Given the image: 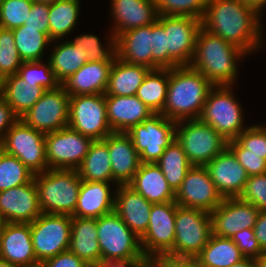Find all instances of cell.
Masks as SVG:
<instances>
[{
    "label": "cell",
    "mask_w": 266,
    "mask_h": 267,
    "mask_svg": "<svg viewBox=\"0 0 266 267\" xmlns=\"http://www.w3.org/2000/svg\"><path fill=\"white\" fill-rule=\"evenodd\" d=\"M262 16L256 8L240 0H207L202 28L252 54L266 46Z\"/></svg>",
    "instance_id": "obj_1"
},
{
    "label": "cell",
    "mask_w": 266,
    "mask_h": 267,
    "mask_svg": "<svg viewBox=\"0 0 266 267\" xmlns=\"http://www.w3.org/2000/svg\"><path fill=\"white\" fill-rule=\"evenodd\" d=\"M248 55L239 47L201 28L190 67L199 71L214 86H235L238 63Z\"/></svg>",
    "instance_id": "obj_2"
},
{
    "label": "cell",
    "mask_w": 266,
    "mask_h": 267,
    "mask_svg": "<svg viewBox=\"0 0 266 267\" xmlns=\"http://www.w3.org/2000/svg\"><path fill=\"white\" fill-rule=\"evenodd\" d=\"M214 85L190 66L169 69L166 101L161 114L173 121L198 119Z\"/></svg>",
    "instance_id": "obj_3"
},
{
    "label": "cell",
    "mask_w": 266,
    "mask_h": 267,
    "mask_svg": "<svg viewBox=\"0 0 266 267\" xmlns=\"http://www.w3.org/2000/svg\"><path fill=\"white\" fill-rule=\"evenodd\" d=\"M42 213L72 215L82 179L75 169H47L34 175Z\"/></svg>",
    "instance_id": "obj_4"
},
{
    "label": "cell",
    "mask_w": 266,
    "mask_h": 267,
    "mask_svg": "<svg viewBox=\"0 0 266 267\" xmlns=\"http://www.w3.org/2000/svg\"><path fill=\"white\" fill-rule=\"evenodd\" d=\"M232 85L214 86L203 105L199 119L214 128L227 141L234 140L249 126Z\"/></svg>",
    "instance_id": "obj_5"
},
{
    "label": "cell",
    "mask_w": 266,
    "mask_h": 267,
    "mask_svg": "<svg viewBox=\"0 0 266 267\" xmlns=\"http://www.w3.org/2000/svg\"><path fill=\"white\" fill-rule=\"evenodd\" d=\"M176 139L193 166H206L227 147V140L199 118L178 121Z\"/></svg>",
    "instance_id": "obj_6"
},
{
    "label": "cell",
    "mask_w": 266,
    "mask_h": 267,
    "mask_svg": "<svg viewBox=\"0 0 266 267\" xmlns=\"http://www.w3.org/2000/svg\"><path fill=\"white\" fill-rule=\"evenodd\" d=\"M97 235L101 250V261L146 259L140 237L112 211L97 218Z\"/></svg>",
    "instance_id": "obj_7"
},
{
    "label": "cell",
    "mask_w": 266,
    "mask_h": 267,
    "mask_svg": "<svg viewBox=\"0 0 266 267\" xmlns=\"http://www.w3.org/2000/svg\"><path fill=\"white\" fill-rule=\"evenodd\" d=\"M212 234L210 212L177 204L173 256L195 258Z\"/></svg>",
    "instance_id": "obj_8"
},
{
    "label": "cell",
    "mask_w": 266,
    "mask_h": 267,
    "mask_svg": "<svg viewBox=\"0 0 266 267\" xmlns=\"http://www.w3.org/2000/svg\"><path fill=\"white\" fill-rule=\"evenodd\" d=\"M71 221V215L42 213L30 223L33 250L39 264L69 249Z\"/></svg>",
    "instance_id": "obj_9"
},
{
    "label": "cell",
    "mask_w": 266,
    "mask_h": 267,
    "mask_svg": "<svg viewBox=\"0 0 266 267\" xmlns=\"http://www.w3.org/2000/svg\"><path fill=\"white\" fill-rule=\"evenodd\" d=\"M176 123L161 113H154L127 132L141 163H155L161 157L176 138Z\"/></svg>",
    "instance_id": "obj_10"
},
{
    "label": "cell",
    "mask_w": 266,
    "mask_h": 267,
    "mask_svg": "<svg viewBox=\"0 0 266 267\" xmlns=\"http://www.w3.org/2000/svg\"><path fill=\"white\" fill-rule=\"evenodd\" d=\"M163 26L168 50V69L189 66L195 51L202 20L190 16L158 15Z\"/></svg>",
    "instance_id": "obj_11"
},
{
    "label": "cell",
    "mask_w": 266,
    "mask_h": 267,
    "mask_svg": "<svg viewBox=\"0 0 266 267\" xmlns=\"http://www.w3.org/2000/svg\"><path fill=\"white\" fill-rule=\"evenodd\" d=\"M1 148L6 154L17 157L34 174L48 169L45 134L26 125L21 119L7 131Z\"/></svg>",
    "instance_id": "obj_12"
},
{
    "label": "cell",
    "mask_w": 266,
    "mask_h": 267,
    "mask_svg": "<svg viewBox=\"0 0 266 267\" xmlns=\"http://www.w3.org/2000/svg\"><path fill=\"white\" fill-rule=\"evenodd\" d=\"M68 127L91 139L103 140L111 134L105 94L70 96Z\"/></svg>",
    "instance_id": "obj_13"
},
{
    "label": "cell",
    "mask_w": 266,
    "mask_h": 267,
    "mask_svg": "<svg viewBox=\"0 0 266 267\" xmlns=\"http://www.w3.org/2000/svg\"><path fill=\"white\" fill-rule=\"evenodd\" d=\"M93 139L65 127L45 134L48 169H75L82 164Z\"/></svg>",
    "instance_id": "obj_14"
},
{
    "label": "cell",
    "mask_w": 266,
    "mask_h": 267,
    "mask_svg": "<svg viewBox=\"0 0 266 267\" xmlns=\"http://www.w3.org/2000/svg\"><path fill=\"white\" fill-rule=\"evenodd\" d=\"M176 209L175 201L152 204L148 228L140 237L146 258L159 254L173 256Z\"/></svg>",
    "instance_id": "obj_15"
},
{
    "label": "cell",
    "mask_w": 266,
    "mask_h": 267,
    "mask_svg": "<svg viewBox=\"0 0 266 267\" xmlns=\"http://www.w3.org/2000/svg\"><path fill=\"white\" fill-rule=\"evenodd\" d=\"M69 108L70 96L60 85L46 90L34 106L19 119L46 134L68 126Z\"/></svg>",
    "instance_id": "obj_16"
},
{
    "label": "cell",
    "mask_w": 266,
    "mask_h": 267,
    "mask_svg": "<svg viewBox=\"0 0 266 267\" xmlns=\"http://www.w3.org/2000/svg\"><path fill=\"white\" fill-rule=\"evenodd\" d=\"M223 200L205 166H192L175 192V202L179 206L207 212L215 210Z\"/></svg>",
    "instance_id": "obj_17"
},
{
    "label": "cell",
    "mask_w": 266,
    "mask_h": 267,
    "mask_svg": "<svg viewBox=\"0 0 266 267\" xmlns=\"http://www.w3.org/2000/svg\"><path fill=\"white\" fill-rule=\"evenodd\" d=\"M258 208L249 202L236 198H224L223 202L210 212L212 233L215 236L231 238L237 232L254 228Z\"/></svg>",
    "instance_id": "obj_18"
},
{
    "label": "cell",
    "mask_w": 266,
    "mask_h": 267,
    "mask_svg": "<svg viewBox=\"0 0 266 267\" xmlns=\"http://www.w3.org/2000/svg\"><path fill=\"white\" fill-rule=\"evenodd\" d=\"M42 214L34 179L0 191V216L4 223H31Z\"/></svg>",
    "instance_id": "obj_19"
},
{
    "label": "cell",
    "mask_w": 266,
    "mask_h": 267,
    "mask_svg": "<svg viewBox=\"0 0 266 267\" xmlns=\"http://www.w3.org/2000/svg\"><path fill=\"white\" fill-rule=\"evenodd\" d=\"M0 259L16 267L40 265L33 250L29 223H3L0 229Z\"/></svg>",
    "instance_id": "obj_20"
},
{
    "label": "cell",
    "mask_w": 266,
    "mask_h": 267,
    "mask_svg": "<svg viewBox=\"0 0 266 267\" xmlns=\"http://www.w3.org/2000/svg\"><path fill=\"white\" fill-rule=\"evenodd\" d=\"M205 167L223 198H236L241 195L249 176L228 147Z\"/></svg>",
    "instance_id": "obj_21"
},
{
    "label": "cell",
    "mask_w": 266,
    "mask_h": 267,
    "mask_svg": "<svg viewBox=\"0 0 266 267\" xmlns=\"http://www.w3.org/2000/svg\"><path fill=\"white\" fill-rule=\"evenodd\" d=\"M108 146L113 185H129L141 162L127 133L112 132L102 140Z\"/></svg>",
    "instance_id": "obj_22"
},
{
    "label": "cell",
    "mask_w": 266,
    "mask_h": 267,
    "mask_svg": "<svg viewBox=\"0 0 266 267\" xmlns=\"http://www.w3.org/2000/svg\"><path fill=\"white\" fill-rule=\"evenodd\" d=\"M110 5L115 38L127 30L151 25L158 18L155 0H111Z\"/></svg>",
    "instance_id": "obj_23"
},
{
    "label": "cell",
    "mask_w": 266,
    "mask_h": 267,
    "mask_svg": "<svg viewBox=\"0 0 266 267\" xmlns=\"http://www.w3.org/2000/svg\"><path fill=\"white\" fill-rule=\"evenodd\" d=\"M114 211L138 237L148 228L152 203L129 185L115 187Z\"/></svg>",
    "instance_id": "obj_24"
},
{
    "label": "cell",
    "mask_w": 266,
    "mask_h": 267,
    "mask_svg": "<svg viewBox=\"0 0 266 267\" xmlns=\"http://www.w3.org/2000/svg\"><path fill=\"white\" fill-rule=\"evenodd\" d=\"M107 120L113 132L127 133L154 114L136 95H105Z\"/></svg>",
    "instance_id": "obj_25"
},
{
    "label": "cell",
    "mask_w": 266,
    "mask_h": 267,
    "mask_svg": "<svg viewBox=\"0 0 266 267\" xmlns=\"http://www.w3.org/2000/svg\"><path fill=\"white\" fill-rule=\"evenodd\" d=\"M110 183L82 180L77 205L71 216L97 219L114 211L115 193Z\"/></svg>",
    "instance_id": "obj_26"
},
{
    "label": "cell",
    "mask_w": 266,
    "mask_h": 267,
    "mask_svg": "<svg viewBox=\"0 0 266 267\" xmlns=\"http://www.w3.org/2000/svg\"><path fill=\"white\" fill-rule=\"evenodd\" d=\"M113 62H87L60 85L69 96L105 94Z\"/></svg>",
    "instance_id": "obj_27"
},
{
    "label": "cell",
    "mask_w": 266,
    "mask_h": 267,
    "mask_svg": "<svg viewBox=\"0 0 266 267\" xmlns=\"http://www.w3.org/2000/svg\"><path fill=\"white\" fill-rule=\"evenodd\" d=\"M117 57L152 70V24L133 28L116 38Z\"/></svg>",
    "instance_id": "obj_28"
},
{
    "label": "cell",
    "mask_w": 266,
    "mask_h": 267,
    "mask_svg": "<svg viewBox=\"0 0 266 267\" xmlns=\"http://www.w3.org/2000/svg\"><path fill=\"white\" fill-rule=\"evenodd\" d=\"M68 250L91 267L101 262L97 219L72 216Z\"/></svg>",
    "instance_id": "obj_29"
},
{
    "label": "cell",
    "mask_w": 266,
    "mask_h": 267,
    "mask_svg": "<svg viewBox=\"0 0 266 267\" xmlns=\"http://www.w3.org/2000/svg\"><path fill=\"white\" fill-rule=\"evenodd\" d=\"M129 186L152 204L175 201V192L156 163H141Z\"/></svg>",
    "instance_id": "obj_30"
},
{
    "label": "cell",
    "mask_w": 266,
    "mask_h": 267,
    "mask_svg": "<svg viewBox=\"0 0 266 267\" xmlns=\"http://www.w3.org/2000/svg\"><path fill=\"white\" fill-rule=\"evenodd\" d=\"M150 70L147 66L126 63L116 56L111 67L105 95H136Z\"/></svg>",
    "instance_id": "obj_31"
},
{
    "label": "cell",
    "mask_w": 266,
    "mask_h": 267,
    "mask_svg": "<svg viewBox=\"0 0 266 267\" xmlns=\"http://www.w3.org/2000/svg\"><path fill=\"white\" fill-rule=\"evenodd\" d=\"M244 258L245 256L231 238L212 234L195 260L198 267H230Z\"/></svg>",
    "instance_id": "obj_32"
},
{
    "label": "cell",
    "mask_w": 266,
    "mask_h": 267,
    "mask_svg": "<svg viewBox=\"0 0 266 267\" xmlns=\"http://www.w3.org/2000/svg\"><path fill=\"white\" fill-rule=\"evenodd\" d=\"M52 41L55 46L52 47L48 62L56 79L61 84L65 79L77 72L85 63L87 55L84 50L77 49L70 41L61 40ZM55 42V43H54Z\"/></svg>",
    "instance_id": "obj_33"
},
{
    "label": "cell",
    "mask_w": 266,
    "mask_h": 267,
    "mask_svg": "<svg viewBox=\"0 0 266 267\" xmlns=\"http://www.w3.org/2000/svg\"><path fill=\"white\" fill-rule=\"evenodd\" d=\"M46 89L41 86L31 87L17 74L4 79L2 97L13 112L20 118L43 96Z\"/></svg>",
    "instance_id": "obj_34"
},
{
    "label": "cell",
    "mask_w": 266,
    "mask_h": 267,
    "mask_svg": "<svg viewBox=\"0 0 266 267\" xmlns=\"http://www.w3.org/2000/svg\"><path fill=\"white\" fill-rule=\"evenodd\" d=\"M77 171L85 181L113 182L108 146L102 140L93 141Z\"/></svg>",
    "instance_id": "obj_35"
},
{
    "label": "cell",
    "mask_w": 266,
    "mask_h": 267,
    "mask_svg": "<svg viewBox=\"0 0 266 267\" xmlns=\"http://www.w3.org/2000/svg\"><path fill=\"white\" fill-rule=\"evenodd\" d=\"M80 0H59L49 5V37L63 40L70 35L79 21Z\"/></svg>",
    "instance_id": "obj_36"
},
{
    "label": "cell",
    "mask_w": 266,
    "mask_h": 267,
    "mask_svg": "<svg viewBox=\"0 0 266 267\" xmlns=\"http://www.w3.org/2000/svg\"><path fill=\"white\" fill-rule=\"evenodd\" d=\"M174 192L178 190L187 172L192 168L181 144L175 138L155 162Z\"/></svg>",
    "instance_id": "obj_37"
},
{
    "label": "cell",
    "mask_w": 266,
    "mask_h": 267,
    "mask_svg": "<svg viewBox=\"0 0 266 267\" xmlns=\"http://www.w3.org/2000/svg\"><path fill=\"white\" fill-rule=\"evenodd\" d=\"M169 69L150 70L136 96L153 112L161 113L167 96Z\"/></svg>",
    "instance_id": "obj_38"
},
{
    "label": "cell",
    "mask_w": 266,
    "mask_h": 267,
    "mask_svg": "<svg viewBox=\"0 0 266 267\" xmlns=\"http://www.w3.org/2000/svg\"><path fill=\"white\" fill-rule=\"evenodd\" d=\"M15 45L23 62L43 61V53L52 44L50 37L38 29L24 28V25L12 30Z\"/></svg>",
    "instance_id": "obj_39"
},
{
    "label": "cell",
    "mask_w": 266,
    "mask_h": 267,
    "mask_svg": "<svg viewBox=\"0 0 266 267\" xmlns=\"http://www.w3.org/2000/svg\"><path fill=\"white\" fill-rule=\"evenodd\" d=\"M108 42L106 47L104 44L100 43V39L93 34H83L75 37L74 40L70 39L69 41L77 49L84 50L87 55V61L89 62H114L117 52H116V38L110 32Z\"/></svg>",
    "instance_id": "obj_40"
},
{
    "label": "cell",
    "mask_w": 266,
    "mask_h": 267,
    "mask_svg": "<svg viewBox=\"0 0 266 267\" xmlns=\"http://www.w3.org/2000/svg\"><path fill=\"white\" fill-rule=\"evenodd\" d=\"M34 175L17 157L0 151V191L27 184Z\"/></svg>",
    "instance_id": "obj_41"
},
{
    "label": "cell",
    "mask_w": 266,
    "mask_h": 267,
    "mask_svg": "<svg viewBox=\"0 0 266 267\" xmlns=\"http://www.w3.org/2000/svg\"><path fill=\"white\" fill-rule=\"evenodd\" d=\"M17 75L31 87L41 86L48 90L60 86L48 61L44 64L42 61L23 62Z\"/></svg>",
    "instance_id": "obj_42"
},
{
    "label": "cell",
    "mask_w": 266,
    "mask_h": 267,
    "mask_svg": "<svg viewBox=\"0 0 266 267\" xmlns=\"http://www.w3.org/2000/svg\"><path fill=\"white\" fill-rule=\"evenodd\" d=\"M158 15L190 16L203 19L207 0H155Z\"/></svg>",
    "instance_id": "obj_43"
},
{
    "label": "cell",
    "mask_w": 266,
    "mask_h": 267,
    "mask_svg": "<svg viewBox=\"0 0 266 267\" xmlns=\"http://www.w3.org/2000/svg\"><path fill=\"white\" fill-rule=\"evenodd\" d=\"M22 63L12 30L0 27V74L4 78L17 74Z\"/></svg>",
    "instance_id": "obj_44"
},
{
    "label": "cell",
    "mask_w": 266,
    "mask_h": 267,
    "mask_svg": "<svg viewBox=\"0 0 266 267\" xmlns=\"http://www.w3.org/2000/svg\"><path fill=\"white\" fill-rule=\"evenodd\" d=\"M32 3V0H2L0 27L13 30L22 26L31 11Z\"/></svg>",
    "instance_id": "obj_45"
},
{
    "label": "cell",
    "mask_w": 266,
    "mask_h": 267,
    "mask_svg": "<svg viewBox=\"0 0 266 267\" xmlns=\"http://www.w3.org/2000/svg\"><path fill=\"white\" fill-rule=\"evenodd\" d=\"M236 140L244 147V154L259 155L266 160V125H250Z\"/></svg>",
    "instance_id": "obj_46"
},
{
    "label": "cell",
    "mask_w": 266,
    "mask_h": 267,
    "mask_svg": "<svg viewBox=\"0 0 266 267\" xmlns=\"http://www.w3.org/2000/svg\"><path fill=\"white\" fill-rule=\"evenodd\" d=\"M239 198L259 211H266V173L249 176Z\"/></svg>",
    "instance_id": "obj_47"
},
{
    "label": "cell",
    "mask_w": 266,
    "mask_h": 267,
    "mask_svg": "<svg viewBox=\"0 0 266 267\" xmlns=\"http://www.w3.org/2000/svg\"><path fill=\"white\" fill-rule=\"evenodd\" d=\"M227 147L234 153L248 176L266 173V160L254 154H244V147L236 140L227 141Z\"/></svg>",
    "instance_id": "obj_48"
},
{
    "label": "cell",
    "mask_w": 266,
    "mask_h": 267,
    "mask_svg": "<svg viewBox=\"0 0 266 267\" xmlns=\"http://www.w3.org/2000/svg\"><path fill=\"white\" fill-rule=\"evenodd\" d=\"M155 69H168L166 34L157 20L152 24V70Z\"/></svg>",
    "instance_id": "obj_49"
},
{
    "label": "cell",
    "mask_w": 266,
    "mask_h": 267,
    "mask_svg": "<svg viewBox=\"0 0 266 267\" xmlns=\"http://www.w3.org/2000/svg\"><path fill=\"white\" fill-rule=\"evenodd\" d=\"M231 239L245 257L256 259L264 252L255 238L253 228L241 230Z\"/></svg>",
    "instance_id": "obj_50"
},
{
    "label": "cell",
    "mask_w": 266,
    "mask_h": 267,
    "mask_svg": "<svg viewBox=\"0 0 266 267\" xmlns=\"http://www.w3.org/2000/svg\"><path fill=\"white\" fill-rule=\"evenodd\" d=\"M49 4L32 3L31 11L24 22V28L38 29L49 36Z\"/></svg>",
    "instance_id": "obj_51"
},
{
    "label": "cell",
    "mask_w": 266,
    "mask_h": 267,
    "mask_svg": "<svg viewBox=\"0 0 266 267\" xmlns=\"http://www.w3.org/2000/svg\"><path fill=\"white\" fill-rule=\"evenodd\" d=\"M145 267H198V264L195 258L159 254L146 258Z\"/></svg>",
    "instance_id": "obj_52"
},
{
    "label": "cell",
    "mask_w": 266,
    "mask_h": 267,
    "mask_svg": "<svg viewBox=\"0 0 266 267\" xmlns=\"http://www.w3.org/2000/svg\"><path fill=\"white\" fill-rule=\"evenodd\" d=\"M42 267H91L69 250L43 261Z\"/></svg>",
    "instance_id": "obj_53"
},
{
    "label": "cell",
    "mask_w": 266,
    "mask_h": 267,
    "mask_svg": "<svg viewBox=\"0 0 266 267\" xmlns=\"http://www.w3.org/2000/svg\"><path fill=\"white\" fill-rule=\"evenodd\" d=\"M19 119L6 100L0 96V143L3 142L7 131Z\"/></svg>",
    "instance_id": "obj_54"
},
{
    "label": "cell",
    "mask_w": 266,
    "mask_h": 267,
    "mask_svg": "<svg viewBox=\"0 0 266 267\" xmlns=\"http://www.w3.org/2000/svg\"><path fill=\"white\" fill-rule=\"evenodd\" d=\"M253 231L261 249L266 252V211L259 212Z\"/></svg>",
    "instance_id": "obj_55"
},
{
    "label": "cell",
    "mask_w": 266,
    "mask_h": 267,
    "mask_svg": "<svg viewBox=\"0 0 266 267\" xmlns=\"http://www.w3.org/2000/svg\"><path fill=\"white\" fill-rule=\"evenodd\" d=\"M146 259H125L101 261L92 267H145Z\"/></svg>",
    "instance_id": "obj_56"
},
{
    "label": "cell",
    "mask_w": 266,
    "mask_h": 267,
    "mask_svg": "<svg viewBox=\"0 0 266 267\" xmlns=\"http://www.w3.org/2000/svg\"><path fill=\"white\" fill-rule=\"evenodd\" d=\"M242 3L256 8L261 14H263L264 7H266V0H240ZM263 9V10H262Z\"/></svg>",
    "instance_id": "obj_57"
},
{
    "label": "cell",
    "mask_w": 266,
    "mask_h": 267,
    "mask_svg": "<svg viewBox=\"0 0 266 267\" xmlns=\"http://www.w3.org/2000/svg\"><path fill=\"white\" fill-rule=\"evenodd\" d=\"M230 267H258V265L255 258L245 257L244 259Z\"/></svg>",
    "instance_id": "obj_58"
},
{
    "label": "cell",
    "mask_w": 266,
    "mask_h": 267,
    "mask_svg": "<svg viewBox=\"0 0 266 267\" xmlns=\"http://www.w3.org/2000/svg\"><path fill=\"white\" fill-rule=\"evenodd\" d=\"M258 267H266V252H263L258 258H256Z\"/></svg>",
    "instance_id": "obj_59"
},
{
    "label": "cell",
    "mask_w": 266,
    "mask_h": 267,
    "mask_svg": "<svg viewBox=\"0 0 266 267\" xmlns=\"http://www.w3.org/2000/svg\"><path fill=\"white\" fill-rule=\"evenodd\" d=\"M0 267H16L15 265H12L8 261H5L3 259H0Z\"/></svg>",
    "instance_id": "obj_60"
},
{
    "label": "cell",
    "mask_w": 266,
    "mask_h": 267,
    "mask_svg": "<svg viewBox=\"0 0 266 267\" xmlns=\"http://www.w3.org/2000/svg\"><path fill=\"white\" fill-rule=\"evenodd\" d=\"M33 2H37V3H44V4H52V3H55L56 1H59V0H32Z\"/></svg>",
    "instance_id": "obj_61"
},
{
    "label": "cell",
    "mask_w": 266,
    "mask_h": 267,
    "mask_svg": "<svg viewBox=\"0 0 266 267\" xmlns=\"http://www.w3.org/2000/svg\"><path fill=\"white\" fill-rule=\"evenodd\" d=\"M4 79L5 78L0 74V96H2L4 90Z\"/></svg>",
    "instance_id": "obj_62"
},
{
    "label": "cell",
    "mask_w": 266,
    "mask_h": 267,
    "mask_svg": "<svg viewBox=\"0 0 266 267\" xmlns=\"http://www.w3.org/2000/svg\"><path fill=\"white\" fill-rule=\"evenodd\" d=\"M3 220H2V218H1V216H0V229L2 228V225H3Z\"/></svg>",
    "instance_id": "obj_63"
}]
</instances>
